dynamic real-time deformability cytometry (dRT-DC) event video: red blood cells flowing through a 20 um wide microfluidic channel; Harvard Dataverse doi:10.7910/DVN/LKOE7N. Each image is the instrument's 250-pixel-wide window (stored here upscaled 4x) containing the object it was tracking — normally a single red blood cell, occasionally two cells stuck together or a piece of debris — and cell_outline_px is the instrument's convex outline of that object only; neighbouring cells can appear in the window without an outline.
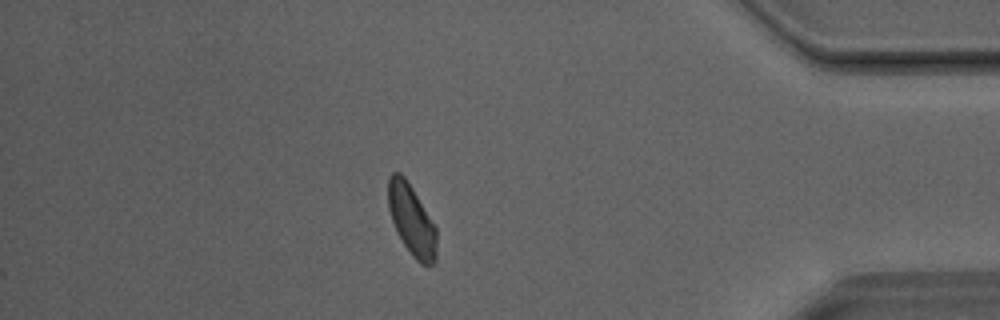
{"species": "Egyptian fruit bat (a non-hibernating species)", "species_latin": "Rousettus aegyptiacus", "temperature_condition": "room temperature", "stored_images_in_passage": 25, "camera_frame_rate_fps": 3000, "um_per_image_px": 0.085, "animal": {"sex": "male"}, "frame": {"image": 1, "passage_image": 25, "time_ms": 8.0, "image_size_px": [1000, 320], "cell_outline_px": [[436, 260], [432, 264], [420, 264], [412, 256], [396, 232], [388, 208], [388, 176], [392, 172], [400, 172], [404, 176], [412, 188], [436, 228]], "centroid_in_image_um": [34.96, 18.7], "position_along_channel_um": 400.2, "area_um2": 19.83}}